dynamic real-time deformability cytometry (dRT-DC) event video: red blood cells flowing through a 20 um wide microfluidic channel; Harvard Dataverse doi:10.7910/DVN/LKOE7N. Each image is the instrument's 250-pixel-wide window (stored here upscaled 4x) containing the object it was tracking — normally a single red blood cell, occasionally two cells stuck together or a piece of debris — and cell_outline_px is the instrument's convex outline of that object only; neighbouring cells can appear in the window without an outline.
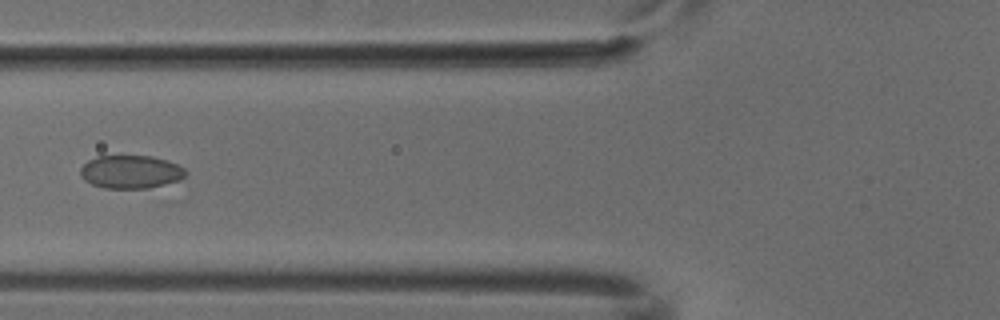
{"species": "common noctule bat (a hibernating species)", "species_latin": "Nyctalus noctula", "temperature_condition": "cold", "stored_images_in_passage": 7, "camera_frame_rate_fps": 3000, "um_per_image_px": 0.085, "animal": {"sex": "male", "body_mass_g": 18.8}, "frame": {"image": 1, "passage_image": 6, "time_ms": 1.667, "image_size_px": [1000, 320], "cell_outline_px": [[188, 172], [180, 180], [148, 188], [104, 188], [92, 184], [84, 180], [80, 176], [80, 168], [88, 160], [96, 156], [152, 156], [176, 164], [184, 168]], "centroid_in_image_um": [11.08, 14.61], "position_along_channel_um": 114.7, "area_um2": 20.29}}